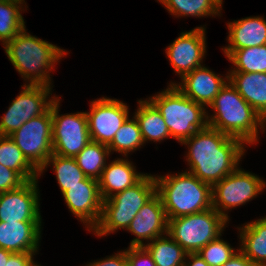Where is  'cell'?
Listing matches in <instances>:
<instances>
[{"label": "cell", "instance_id": "1", "mask_svg": "<svg viewBox=\"0 0 266 266\" xmlns=\"http://www.w3.org/2000/svg\"><path fill=\"white\" fill-rule=\"evenodd\" d=\"M181 144L188 146L187 172L211 186L235 171L245 153L243 141L209 126Z\"/></svg>", "mask_w": 266, "mask_h": 266}, {"label": "cell", "instance_id": "2", "mask_svg": "<svg viewBox=\"0 0 266 266\" xmlns=\"http://www.w3.org/2000/svg\"><path fill=\"white\" fill-rule=\"evenodd\" d=\"M16 71L29 83L25 85L51 86V69L66 56L67 51L29 34L24 28L4 47ZM50 71V72H49Z\"/></svg>", "mask_w": 266, "mask_h": 266}, {"label": "cell", "instance_id": "3", "mask_svg": "<svg viewBox=\"0 0 266 266\" xmlns=\"http://www.w3.org/2000/svg\"><path fill=\"white\" fill-rule=\"evenodd\" d=\"M214 110L211 117L207 113L208 126L238 138L247 144L258 142V128L264 132V120L241 97L228 80L209 105Z\"/></svg>", "mask_w": 266, "mask_h": 266}, {"label": "cell", "instance_id": "4", "mask_svg": "<svg viewBox=\"0 0 266 266\" xmlns=\"http://www.w3.org/2000/svg\"><path fill=\"white\" fill-rule=\"evenodd\" d=\"M154 178L168 220L213 208L212 186L192 173H168Z\"/></svg>", "mask_w": 266, "mask_h": 266}, {"label": "cell", "instance_id": "5", "mask_svg": "<svg viewBox=\"0 0 266 266\" xmlns=\"http://www.w3.org/2000/svg\"><path fill=\"white\" fill-rule=\"evenodd\" d=\"M162 115L172 138L182 143L208 126L206 107L186 97L169 84L148 99Z\"/></svg>", "mask_w": 266, "mask_h": 266}, {"label": "cell", "instance_id": "6", "mask_svg": "<svg viewBox=\"0 0 266 266\" xmlns=\"http://www.w3.org/2000/svg\"><path fill=\"white\" fill-rule=\"evenodd\" d=\"M156 194L154 175L147 173L133 186L103 201L94 235L104 236L129 227L139 210Z\"/></svg>", "mask_w": 266, "mask_h": 266}, {"label": "cell", "instance_id": "7", "mask_svg": "<svg viewBox=\"0 0 266 266\" xmlns=\"http://www.w3.org/2000/svg\"><path fill=\"white\" fill-rule=\"evenodd\" d=\"M228 220L213 208L168 220L167 235L187 253H197L221 236Z\"/></svg>", "mask_w": 266, "mask_h": 266}, {"label": "cell", "instance_id": "8", "mask_svg": "<svg viewBox=\"0 0 266 266\" xmlns=\"http://www.w3.org/2000/svg\"><path fill=\"white\" fill-rule=\"evenodd\" d=\"M239 168L212 186V207L227 220L225 211L256 198L266 187L263 179Z\"/></svg>", "mask_w": 266, "mask_h": 266}, {"label": "cell", "instance_id": "9", "mask_svg": "<svg viewBox=\"0 0 266 266\" xmlns=\"http://www.w3.org/2000/svg\"><path fill=\"white\" fill-rule=\"evenodd\" d=\"M9 137L39 172L53 154L51 106L44 114L25 122Z\"/></svg>", "mask_w": 266, "mask_h": 266}, {"label": "cell", "instance_id": "10", "mask_svg": "<svg viewBox=\"0 0 266 266\" xmlns=\"http://www.w3.org/2000/svg\"><path fill=\"white\" fill-rule=\"evenodd\" d=\"M60 98L51 104L53 154L74 158L91 141L85 112L59 115Z\"/></svg>", "mask_w": 266, "mask_h": 266}, {"label": "cell", "instance_id": "11", "mask_svg": "<svg viewBox=\"0 0 266 266\" xmlns=\"http://www.w3.org/2000/svg\"><path fill=\"white\" fill-rule=\"evenodd\" d=\"M21 87V93L13 99L7 112L1 117L0 136L11 135L31 118L44 114L57 98H49L52 87L25 84Z\"/></svg>", "mask_w": 266, "mask_h": 266}, {"label": "cell", "instance_id": "12", "mask_svg": "<svg viewBox=\"0 0 266 266\" xmlns=\"http://www.w3.org/2000/svg\"><path fill=\"white\" fill-rule=\"evenodd\" d=\"M90 104V111L85 113L91 140L108 146L129 117V106L107 97L93 100Z\"/></svg>", "mask_w": 266, "mask_h": 266}, {"label": "cell", "instance_id": "13", "mask_svg": "<svg viewBox=\"0 0 266 266\" xmlns=\"http://www.w3.org/2000/svg\"><path fill=\"white\" fill-rule=\"evenodd\" d=\"M38 179L19 188L0 193V221L41 222Z\"/></svg>", "mask_w": 266, "mask_h": 266}, {"label": "cell", "instance_id": "14", "mask_svg": "<svg viewBox=\"0 0 266 266\" xmlns=\"http://www.w3.org/2000/svg\"><path fill=\"white\" fill-rule=\"evenodd\" d=\"M205 26L180 33L166 48V55L174 71L182 78L202 66L206 53Z\"/></svg>", "mask_w": 266, "mask_h": 266}, {"label": "cell", "instance_id": "15", "mask_svg": "<svg viewBox=\"0 0 266 266\" xmlns=\"http://www.w3.org/2000/svg\"><path fill=\"white\" fill-rule=\"evenodd\" d=\"M62 195L71 213L87 226L88 231H93L99 223L103 204L98 181L86 177Z\"/></svg>", "mask_w": 266, "mask_h": 266}, {"label": "cell", "instance_id": "16", "mask_svg": "<svg viewBox=\"0 0 266 266\" xmlns=\"http://www.w3.org/2000/svg\"><path fill=\"white\" fill-rule=\"evenodd\" d=\"M168 219L160 196L156 193L137 213L127 231L136 236L129 247H143L156 238L167 234Z\"/></svg>", "mask_w": 266, "mask_h": 266}, {"label": "cell", "instance_id": "17", "mask_svg": "<svg viewBox=\"0 0 266 266\" xmlns=\"http://www.w3.org/2000/svg\"><path fill=\"white\" fill-rule=\"evenodd\" d=\"M181 83L170 82L177 87L186 97L196 103L209 107L215 96L228 81V74L223 78L215 74L204 65L195 68L192 72L185 74ZM206 105V106H205Z\"/></svg>", "mask_w": 266, "mask_h": 266}, {"label": "cell", "instance_id": "18", "mask_svg": "<svg viewBox=\"0 0 266 266\" xmlns=\"http://www.w3.org/2000/svg\"><path fill=\"white\" fill-rule=\"evenodd\" d=\"M42 222L0 221V248L12 253H36Z\"/></svg>", "mask_w": 266, "mask_h": 266}, {"label": "cell", "instance_id": "19", "mask_svg": "<svg viewBox=\"0 0 266 266\" xmlns=\"http://www.w3.org/2000/svg\"><path fill=\"white\" fill-rule=\"evenodd\" d=\"M136 167L127 159L117 158L106 164L98 180L104 200L136 184L145 174L136 172Z\"/></svg>", "mask_w": 266, "mask_h": 266}, {"label": "cell", "instance_id": "20", "mask_svg": "<svg viewBox=\"0 0 266 266\" xmlns=\"http://www.w3.org/2000/svg\"><path fill=\"white\" fill-rule=\"evenodd\" d=\"M229 45L222 50H239L266 44V20L264 17H246L227 23Z\"/></svg>", "mask_w": 266, "mask_h": 266}, {"label": "cell", "instance_id": "21", "mask_svg": "<svg viewBox=\"0 0 266 266\" xmlns=\"http://www.w3.org/2000/svg\"><path fill=\"white\" fill-rule=\"evenodd\" d=\"M228 80L241 97L266 119V73L230 72Z\"/></svg>", "mask_w": 266, "mask_h": 266}, {"label": "cell", "instance_id": "22", "mask_svg": "<svg viewBox=\"0 0 266 266\" xmlns=\"http://www.w3.org/2000/svg\"><path fill=\"white\" fill-rule=\"evenodd\" d=\"M239 250L255 265L266 266V217L238 227Z\"/></svg>", "mask_w": 266, "mask_h": 266}, {"label": "cell", "instance_id": "23", "mask_svg": "<svg viewBox=\"0 0 266 266\" xmlns=\"http://www.w3.org/2000/svg\"><path fill=\"white\" fill-rule=\"evenodd\" d=\"M134 116L138 121L144 143L160 142L171 138L167 125L157 108L147 99L138 101Z\"/></svg>", "mask_w": 266, "mask_h": 266}, {"label": "cell", "instance_id": "24", "mask_svg": "<svg viewBox=\"0 0 266 266\" xmlns=\"http://www.w3.org/2000/svg\"><path fill=\"white\" fill-rule=\"evenodd\" d=\"M235 68L229 72L266 73V44L239 50H223Z\"/></svg>", "mask_w": 266, "mask_h": 266}, {"label": "cell", "instance_id": "25", "mask_svg": "<svg viewBox=\"0 0 266 266\" xmlns=\"http://www.w3.org/2000/svg\"><path fill=\"white\" fill-rule=\"evenodd\" d=\"M144 247L151 254L156 266H184L188 254L167 234L152 240Z\"/></svg>", "mask_w": 266, "mask_h": 266}, {"label": "cell", "instance_id": "26", "mask_svg": "<svg viewBox=\"0 0 266 266\" xmlns=\"http://www.w3.org/2000/svg\"><path fill=\"white\" fill-rule=\"evenodd\" d=\"M175 17H208L220 15L223 0H157Z\"/></svg>", "mask_w": 266, "mask_h": 266}, {"label": "cell", "instance_id": "27", "mask_svg": "<svg viewBox=\"0 0 266 266\" xmlns=\"http://www.w3.org/2000/svg\"><path fill=\"white\" fill-rule=\"evenodd\" d=\"M0 164L16 171L25 181L38 179L39 172L9 136H0Z\"/></svg>", "mask_w": 266, "mask_h": 266}, {"label": "cell", "instance_id": "28", "mask_svg": "<svg viewBox=\"0 0 266 266\" xmlns=\"http://www.w3.org/2000/svg\"><path fill=\"white\" fill-rule=\"evenodd\" d=\"M109 155L108 146L91 140L74 158L86 177L98 181Z\"/></svg>", "mask_w": 266, "mask_h": 266}, {"label": "cell", "instance_id": "29", "mask_svg": "<svg viewBox=\"0 0 266 266\" xmlns=\"http://www.w3.org/2000/svg\"><path fill=\"white\" fill-rule=\"evenodd\" d=\"M50 164L53 166L61 193L68 190L71 186L81 184V181L86 178L75 158L62 157L56 154H52L47 159L45 166L39 171L40 176Z\"/></svg>", "mask_w": 266, "mask_h": 266}, {"label": "cell", "instance_id": "30", "mask_svg": "<svg viewBox=\"0 0 266 266\" xmlns=\"http://www.w3.org/2000/svg\"><path fill=\"white\" fill-rule=\"evenodd\" d=\"M24 3V0L0 1V42L3 46L26 28L20 12L25 10Z\"/></svg>", "mask_w": 266, "mask_h": 266}, {"label": "cell", "instance_id": "31", "mask_svg": "<svg viewBox=\"0 0 266 266\" xmlns=\"http://www.w3.org/2000/svg\"><path fill=\"white\" fill-rule=\"evenodd\" d=\"M143 144L144 141L138 121L135 116H133V119L128 117L124 124L119 128L111 143L108 145V148L110 154L112 151H115L126 157L129 152L131 153L141 148Z\"/></svg>", "mask_w": 266, "mask_h": 266}, {"label": "cell", "instance_id": "32", "mask_svg": "<svg viewBox=\"0 0 266 266\" xmlns=\"http://www.w3.org/2000/svg\"><path fill=\"white\" fill-rule=\"evenodd\" d=\"M220 237L210 241L197 252L209 266H222L239 251V249L231 247L227 241L220 239Z\"/></svg>", "mask_w": 266, "mask_h": 266}, {"label": "cell", "instance_id": "33", "mask_svg": "<svg viewBox=\"0 0 266 266\" xmlns=\"http://www.w3.org/2000/svg\"><path fill=\"white\" fill-rule=\"evenodd\" d=\"M126 256L127 266H156L151 254L144 246L128 247Z\"/></svg>", "mask_w": 266, "mask_h": 266}, {"label": "cell", "instance_id": "34", "mask_svg": "<svg viewBox=\"0 0 266 266\" xmlns=\"http://www.w3.org/2000/svg\"><path fill=\"white\" fill-rule=\"evenodd\" d=\"M25 182L16 171L0 164V193L17 189Z\"/></svg>", "mask_w": 266, "mask_h": 266}, {"label": "cell", "instance_id": "35", "mask_svg": "<svg viewBox=\"0 0 266 266\" xmlns=\"http://www.w3.org/2000/svg\"><path fill=\"white\" fill-rule=\"evenodd\" d=\"M86 266H127L126 249L112 256H107L103 260L89 263Z\"/></svg>", "mask_w": 266, "mask_h": 266}, {"label": "cell", "instance_id": "36", "mask_svg": "<svg viewBox=\"0 0 266 266\" xmlns=\"http://www.w3.org/2000/svg\"><path fill=\"white\" fill-rule=\"evenodd\" d=\"M36 253H12L6 266H29Z\"/></svg>", "mask_w": 266, "mask_h": 266}, {"label": "cell", "instance_id": "37", "mask_svg": "<svg viewBox=\"0 0 266 266\" xmlns=\"http://www.w3.org/2000/svg\"><path fill=\"white\" fill-rule=\"evenodd\" d=\"M222 266H257L253 264L240 250Z\"/></svg>", "mask_w": 266, "mask_h": 266}, {"label": "cell", "instance_id": "38", "mask_svg": "<svg viewBox=\"0 0 266 266\" xmlns=\"http://www.w3.org/2000/svg\"><path fill=\"white\" fill-rule=\"evenodd\" d=\"M186 258L184 266H209L198 253H188Z\"/></svg>", "mask_w": 266, "mask_h": 266}, {"label": "cell", "instance_id": "39", "mask_svg": "<svg viewBox=\"0 0 266 266\" xmlns=\"http://www.w3.org/2000/svg\"><path fill=\"white\" fill-rule=\"evenodd\" d=\"M11 254L12 252L0 248V266H6V263L8 262Z\"/></svg>", "mask_w": 266, "mask_h": 266}, {"label": "cell", "instance_id": "40", "mask_svg": "<svg viewBox=\"0 0 266 266\" xmlns=\"http://www.w3.org/2000/svg\"><path fill=\"white\" fill-rule=\"evenodd\" d=\"M29 266H41V265H38L34 261H32Z\"/></svg>", "mask_w": 266, "mask_h": 266}, {"label": "cell", "instance_id": "41", "mask_svg": "<svg viewBox=\"0 0 266 266\" xmlns=\"http://www.w3.org/2000/svg\"><path fill=\"white\" fill-rule=\"evenodd\" d=\"M0 1H19V0H0Z\"/></svg>", "mask_w": 266, "mask_h": 266}]
</instances>
